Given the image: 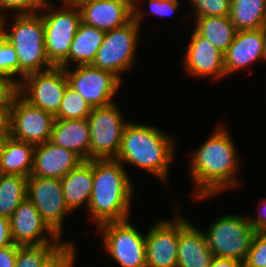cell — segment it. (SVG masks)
<instances>
[{
  "mask_svg": "<svg viewBox=\"0 0 266 267\" xmlns=\"http://www.w3.org/2000/svg\"><path fill=\"white\" fill-rule=\"evenodd\" d=\"M209 138L191 152L190 172L194 200L200 201L234 188L238 177L239 159L236 144L228 128L216 126Z\"/></svg>",
  "mask_w": 266,
  "mask_h": 267,
  "instance_id": "obj_1",
  "label": "cell"
},
{
  "mask_svg": "<svg viewBox=\"0 0 266 267\" xmlns=\"http://www.w3.org/2000/svg\"><path fill=\"white\" fill-rule=\"evenodd\" d=\"M92 170L93 188L87 207L89 219L96 227L130 219L135 189L125 166L115 159L92 160Z\"/></svg>",
  "mask_w": 266,
  "mask_h": 267,
  "instance_id": "obj_2",
  "label": "cell"
},
{
  "mask_svg": "<svg viewBox=\"0 0 266 267\" xmlns=\"http://www.w3.org/2000/svg\"><path fill=\"white\" fill-rule=\"evenodd\" d=\"M174 143L173 137L155 126L128 121L115 160L123 166L124 163L135 165L167 182L169 167L177 150Z\"/></svg>",
  "mask_w": 266,
  "mask_h": 267,
  "instance_id": "obj_3",
  "label": "cell"
},
{
  "mask_svg": "<svg viewBox=\"0 0 266 267\" xmlns=\"http://www.w3.org/2000/svg\"><path fill=\"white\" fill-rule=\"evenodd\" d=\"M9 30L5 28L8 18L0 24V34L16 50L19 61V82L32 73L47 71L54 66L49 62L45 50L44 23L40 12L13 14Z\"/></svg>",
  "mask_w": 266,
  "mask_h": 267,
  "instance_id": "obj_4",
  "label": "cell"
},
{
  "mask_svg": "<svg viewBox=\"0 0 266 267\" xmlns=\"http://www.w3.org/2000/svg\"><path fill=\"white\" fill-rule=\"evenodd\" d=\"M52 2L54 3L53 0H46L39 12L44 23L47 57L54 67H59L67 59L73 38L82 21L79 8L60 1L62 5L58 9L53 7L55 5Z\"/></svg>",
  "mask_w": 266,
  "mask_h": 267,
  "instance_id": "obj_5",
  "label": "cell"
},
{
  "mask_svg": "<svg viewBox=\"0 0 266 267\" xmlns=\"http://www.w3.org/2000/svg\"><path fill=\"white\" fill-rule=\"evenodd\" d=\"M207 229L204 234L214 257L244 263L256 232L246 215L232 213L220 216Z\"/></svg>",
  "mask_w": 266,
  "mask_h": 267,
  "instance_id": "obj_6",
  "label": "cell"
},
{
  "mask_svg": "<svg viewBox=\"0 0 266 267\" xmlns=\"http://www.w3.org/2000/svg\"><path fill=\"white\" fill-rule=\"evenodd\" d=\"M140 28L132 18L125 25L107 31L91 65L110 71L122 80L123 74L135 63Z\"/></svg>",
  "mask_w": 266,
  "mask_h": 267,
  "instance_id": "obj_7",
  "label": "cell"
},
{
  "mask_svg": "<svg viewBox=\"0 0 266 267\" xmlns=\"http://www.w3.org/2000/svg\"><path fill=\"white\" fill-rule=\"evenodd\" d=\"M97 230L101 247L120 267H146L145 235L129 219L104 223Z\"/></svg>",
  "mask_w": 266,
  "mask_h": 267,
  "instance_id": "obj_8",
  "label": "cell"
},
{
  "mask_svg": "<svg viewBox=\"0 0 266 267\" xmlns=\"http://www.w3.org/2000/svg\"><path fill=\"white\" fill-rule=\"evenodd\" d=\"M123 117L115 102L92 108L87 118L90 128V160L116 159L128 123Z\"/></svg>",
  "mask_w": 266,
  "mask_h": 267,
  "instance_id": "obj_9",
  "label": "cell"
},
{
  "mask_svg": "<svg viewBox=\"0 0 266 267\" xmlns=\"http://www.w3.org/2000/svg\"><path fill=\"white\" fill-rule=\"evenodd\" d=\"M65 74L69 87L81 94L92 108L114 103L113 98L122 85V80L114 73L91 64L65 68Z\"/></svg>",
  "mask_w": 266,
  "mask_h": 267,
  "instance_id": "obj_10",
  "label": "cell"
},
{
  "mask_svg": "<svg viewBox=\"0 0 266 267\" xmlns=\"http://www.w3.org/2000/svg\"><path fill=\"white\" fill-rule=\"evenodd\" d=\"M68 86L65 69L53 67L26 75L19 82L18 92L32 105L55 116Z\"/></svg>",
  "mask_w": 266,
  "mask_h": 267,
  "instance_id": "obj_11",
  "label": "cell"
},
{
  "mask_svg": "<svg viewBox=\"0 0 266 267\" xmlns=\"http://www.w3.org/2000/svg\"><path fill=\"white\" fill-rule=\"evenodd\" d=\"M62 190L61 179L33 175L27 178V198L61 239L64 218L71 214L65 204Z\"/></svg>",
  "mask_w": 266,
  "mask_h": 267,
  "instance_id": "obj_12",
  "label": "cell"
},
{
  "mask_svg": "<svg viewBox=\"0 0 266 267\" xmlns=\"http://www.w3.org/2000/svg\"><path fill=\"white\" fill-rule=\"evenodd\" d=\"M174 209L173 220L155 222L146 232V267H177L179 232L189 221L180 215L179 207Z\"/></svg>",
  "mask_w": 266,
  "mask_h": 267,
  "instance_id": "obj_13",
  "label": "cell"
},
{
  "mask_svg": "<svg viewBox=\"0 0 266 267\" xmlns=\"http://www.w3.org/2000/svg\"><path fill=\"white\" fill-rule=\"evenodd\" d=\"M54 116L25 100L19 93L13 100L10 137L33 145L51 139Z\"/></svg>",
  "mask_w": 266,
  "mask_h": 267,
  "instance_id": "obj_14",
  "label": "cell"
},
{
  "mask_svg": "<svg viewBox=\"0 0 266 267\" xmlns=\"http://www.w3.org/2000/svg\"><path fill=\"white\" fill-rule=\"evenodd\" d=\"M9 222L12 240L16 245H42L64 241L48 226L28 198L14 210Z\"/></svg>",
  "mask_w": 266,
  "mask_h": 267,
  "instance_id": "obj_15",
  "label": "cell"
},
{
  "mask_svg": "<svg viewBox=\"0 0 266 267\" xmlns=\"http://www.w3.org/2000/svg\"><path fill=\"white\" fill-rule=\"evenodd\" d=\"M183 65L185 72L195 77L210 76L213 80L226 77L224 53L194 29L184 53Z\"/></svg>",
  "mask_w": 266,
  "mask_h": 267,
  "instance_id": "obj_16",
  "label": "cell"
},
{
  "mask_svg": "<svg viewBox=\"0 0 266 267\" xmlns=\"http://www.w3.org/2000/svg\"><path fill=\"white\" fill-rule=\"evenodd\" d=\"M260 60L264 62V28L237 31L224 53L226 76Z\"/></svg>",
  "mask_w": 266,
  "mask_h": 267,
  "instance_id": "obj_17",
  "label": "cell"
},
{
  "mask_svg": "<svg viewBox=\"0 0 266 267\" xmlns=\"http://www.w3.org/2000/svg\"><path fill=\"white\" fill-rule=\"evenodd\" d=\"M79 10L83 23L107 32L133 18V0H98L80 6Z\"/></svg>",
  "mask_w": 266,
  "mask_h": 267,
  "instance_id": "obj_18",
  "label": "cell"
},
{
  "mask_svg": "<svg viewBox=\"0 0 266 267\" xmlns=\"http://www.w3.org/2000/svg\"><path fill=\"white\" fill-rule=\"evenodd\" d=\"M81 162L77 154L49 140L35 146L31 175L61 179Z\"/></svg>",
  "mask_w": 266,
  "mask_h": 267,
  "instance_id": "obj_19",
  "label": "cell"
},
{
  "mask_svg": "<svg viewBox=\"0 0 266 267\" xmlns=\"http://www.w3.org/2000/svg\"><path fill=\"white\" fill-rule=\"evenodd\" d=\"M50 141L74 152L83 161L90 160V128L87 118L55 119Z\"/></svg>",
  "mask_w": 266,
  "mask_h": 267,
  "instance_id": "obj_20",
  "label": "cell"
},
{
  "mask_svg": "<svg viewBox=\"0 0 266 267\" xmlns=\"http://www.w3.org/2000/svg\"><path fill=\"white\" fill-rule=\"evenodd\" d=\"M177 267H210L213 253L208 247L204 231L188 223L178 239Z\"/></svg>",
  "mask_w": 266,
  "mask_h": 267,
  "instance_id": "obj_21",
  "label": "cell"
},
{
  "mask_svg": "<svg viewBox=\"0 0 266 267\" xmlns=\"http://www.w3.org/2000/svg\"><path fill=\"white\" fill-rule=\"evenodd\" d=\"M65 204L69 211L88 207L93 188L92 160L81 162L76 168L61 178Z\"/></svg>",
  "mask_w": 266,
  "mask_h": 267,
  "instance_id": "obj_22",
  "label": "cell"
},
{
  "mask_svg": "<svg viewBox=\"0 0 266 267\" xmlns=\"http://www.w3.org/2000/svg\"><path fill=\"white\" fill-rule=\"evenodd\" d=\"M35 145L3 138L0 144V173L29 177L33 168Z\"/></svg>",
  "mask_w": 266,
  "mask_h": 267,
  "instance_id": "obj_23",
  "label": "cell"
},
{
  "mask_svg": "<svg viewBox=\"0 0 266 267\" xmlns=\"http://www.w3.org/2000/svg\"><path fill=\"white\" fill-rule=\"evenodd\" d=\"M105 33L81 22L70 46L69 55L59 67L68 68L71 62L74 63L73 65L91 64L103 42Z\"/></svg>",
  "mask_w": 266,
  "mask_h": 267,
  "instance_id": "obj_24",
  "label": "cell"
},
{
  "mask_svg": "<svg viewBox=\"0 0 266 267\" xmlns=\"http://www.w3.org/2000/svg\"><path fill=\"white\" fill-rule=\"evenodd\" d=\"M194 30L225 53L235 38L237 30L230 16H210L195 18Z\"/></svg>",
  "mask_w": 266,
  "mask_h": 267,
  "instance_id": "obj_25",
  "label": "cell"
},
{
  "mask_svg": "<svg viewBox=\"0 0 266 267\" xmlns=\"http://www.w3.org/2000/svg\"><path fill=\"white\" fill-rule=\"evenodd\" d=\"M230 19L237 31L266 27V0H231Z\"/></svg>",
  "mask_w": 266,
  "mask_h": 267,
  "instance_id": "obj_26",
  "label": "cell"
},
{
  "mask_svg": "<svg viewBox=\"0 0 266 267\" xmlns=\"http://www.w3.org/2000/svg\"><path fill=\"white\" fill-rule=\"evenodd\" d=\"M27 198V177L0 173V216L10 218Z\"/></svg>",
  "mask_w": 266,
  "mask_h": 267,
  "instance_id": "obj_27",
  "label": "cell"
},
{
  "mask_svg": "<svg viewBox=\"0 0 266 267\" xmlns=\"http://www.w3.org/2000/svg\"><path fill=\"white\" fill-rule=\"evenodd\" d=\"M92 106L81 94L69 86L66 88L64 97L59 105L55 119H82L88 118Z\"/></svg>",
  "mask_w": 266,
  "mask_h": 267,
  "instance_id": "obj_28",
  "label": "cell"
},
{
  "mask_svg": "<svg viewBox=\"0 0 266 267\" xmlns=\"http://www.w3.org/2000/svg\"><path fill=\"white\" fill-rule=\"evenodd\" d=\"M61 243H48L42 245H17L15 267H41L44 260Z\"/></svg>",
  "mask_w": 266,
  "mask_h": 267,
  "instance_id": "obj_29",
  "label": "cell"
},
{
  "mask_svg": "<svg viewBox=\"0 0 266 267\" xmlns=\"http://www.w3.org/2000/svg\"><path fill=\"white\" fill-rule=\"evenodd\" d=\"M0 74L6 75L18 83L19 61L13 45L0 34ZM18 76V77H16ZM17 78V79H16Z\"/></svg>",
  "mask_w": 266,
  "mask_h": 267,
  "instance_id": "obj_30",
  "label": "cell"
},
{
  "mask_svg": "<svg viewBox=\"0 0 266 267\" xmlns=\"http://www.w3.org/2000/svg\"><path fill=\"white\" fill-rule=\"evenodd\" d=\"M63 241L43 262L41 267H73L76 261V245Z\"/></svg>",
  "mask_w": 266,
  "mask_h": 267,
  "instance_id": "obj_31",
  "label": "cell"
},
{
  "mask_svg": "<svg viewBox=\"0 0 266 267\" xmlns=\"http://www.w3.org/2000/svg\"><path fill=\"white\" fill-rule=\"evenodd\" d=\"M194 7L195 18L230 16L231 0H188Z\"/></svg>",
  "mask_w": 266,
  "mask_h": 267,
  "instance_id": "obj_32",
  "label": "cell"
},
{
  "mask_svg": "<svg viewBox=\"0 0 266 267\" xmlns=\"http://www.w3.org/2000/svg\"><path fill=\"white\" fill-rule=\"evenodd\" d=\"M244 267H266V231H256Z\"/></svg>",
  "mask_w": 266,
  "mask_h": 267,
  "instance_id": "obj_33",
  "label": "cell"
},
{
  "mask_svg": "<svg viewBox=\"0 0 266 267\" xmlns=\"http://www.w3.org/2000/svg\"><path fill=\"white\" fill-rule=\"evenodd\" d=\"M46 0H0V5L7 15L8 12L14 11L13 14H33L39 12Z\"/></svg>",
  "mask_w": 266,
  "mask_h": 267,
  "instance_id": "obj_34",
  "label": "cell"
},
{
  "mask_svg": "<svg viewBox=\"0 0 266 267\" xmlns=\"http://www.w3.org/2000/svg\"><path fill=\"white\" fill-rule=\"evenodd\" d=\"M19 84L6 75L0 74V106L12 105L14 98L19 93Z\"/></svg>",
  "mask_w": 266,
  "mask_h": 267,
  "instance_id": "obj_35",
  "label": "cell"
},
{
  "mask_svg": "<svg viewBox=\"0 0 266 267\" xmlns=\"http://www.w3.org/2000/svg\"><path fill=\"white\" fill-rule=\"evenodd\" d=\"M180 0H149L150 11L156 16L165 17L175 14Z\"/></svg>",
  "mask_w": 266,
  "mask_h": 267,
  "instance_id": "obj_36",
  "label": "cell"
},
{
  "mask_svg": "<svg viewBox=\"0 0 266 267\" xmlns=\"http://www.w3.org/2000/svg\"><path fill=\"white\" fill-rule=\"evenodd\" d=\"M262 201H260V205L258 206V214L250 217L247 216L248 221L251 224V227L255 230V231H266V198L261 199Z\"/></svg>",
  "mask_w": 266,
  "mask_h": 267,
  "instance_id": "obj_37",
  "label": "cell"
},
{
  "mask_svg": "<svg viewBox=\"0 0 266 267\" xmlns=\"http://www.w3.org/2000/svg\"><path fill=\"white\" fill-rule=\"evenodd\" d=\"M11 110H12V105L0 106V138L2 139L10 136Z\"/></svg>",
  "mask_w": 266,
  "mask_h": 267,
  "instance_id": "obj_38",
  "label": "cell"
},
{
  "mask_svg": "<svg viewBox=\"0 0 266 267\" xmlns=\"http://www.w3.org/2000/svg\"><path fill=\"white\" fill-rule=\"evenodd\" d=\"M17 245L0 249V267H15Z\"/></svg>",
  "mask_w": 266,
  "mask_h": 267,
  "instance_id": "obj_39",
  "label": "cell"
},
{
  "mask_svg": "<svg viewBox=\"0 0 266 267\" xmlns=\"http://www.w3.org/2000/svg\"><path fill=\"white\" fill-rule=\"evenodd\" d=\"M13 243L9 219L0 216V249L11 246Z\"/></svg>",
  "mask_w": 266,
  "mask_h": 267,
  "instance_id": "obj_40",
  "label": "cell"
},
{
  "mask_svg": "<svg viewBox=\"0 0 266 267\" xmlns=\"http://www.w3.org/2000/svg\"><path fill=\"white\" fill-rule=\"evenodd\" d=\"M210 267H244L242 262L235 259L213 257L210 263Z\"/></svg>",
  "mask_w": 266,
  "mask_h": 267,
  "instance_id": "obj_41",
  "label": "cell"
},
{
  "mask_svg": "<svg viewBox=\"0 0 266 267\" xmlns=\"http://www.w3.org/2000/svg\"><path fill=\"white\" fill-rule=\"evenodd\" d=\"M144 0H133V19L141 26L143 22L144 14L146 13L143 11L142 7L139 5L142 4ZM142 21V22H141Z\"/></svg>",
  "mask_w": 266,
  "mask_h": 267,
  "instance_id": "obj_42",
  "label": "cell"
},
{
  "mask_svg": "<svg viewBox=\"0 0 266 267\" xmlns=\"http://www.w3.org/2000/svg\"><path fill=\"white\" fill-rule=\"evenodd\" d=\"M98 0H66V2L68 4H70L71 6L77 7L79 8L80 6L86 5L90 2H95Z\"/></svg>",
  "mask_w": 266,
  "mask_h": 267,
  "instance_id": "obj_43",
  "label": "cell"
},
{
  "mask_svg": "<svg viewBox=\"0 0 266 267\" xmlns=\"http://www.w3.org/2000/svg\"><path fill=\"white\" fill-rule=\"evenodd\" d=\"M264 61H266V27H264Z\"/></svg>",
  "mask_w": 266,
  "mask_h": 267,
  "instance_id": "obj_44",
  "label": "cell"
},
{
  "mask_svg": "<svg viewBox=\"0 0 266 267\" xmlns=\"http://www.w3.org/2000/svg\"><path fill=\"white\" fill-rule=\"evenodd\" d=\"M6 18L5 13L0 5V24L3 22V20Z\"/></svg>",
  "mask_w": 266,
  "mask_h": 267,
  "instance_id": "obj_45",
  "label": "cell"
}]
</instances>
